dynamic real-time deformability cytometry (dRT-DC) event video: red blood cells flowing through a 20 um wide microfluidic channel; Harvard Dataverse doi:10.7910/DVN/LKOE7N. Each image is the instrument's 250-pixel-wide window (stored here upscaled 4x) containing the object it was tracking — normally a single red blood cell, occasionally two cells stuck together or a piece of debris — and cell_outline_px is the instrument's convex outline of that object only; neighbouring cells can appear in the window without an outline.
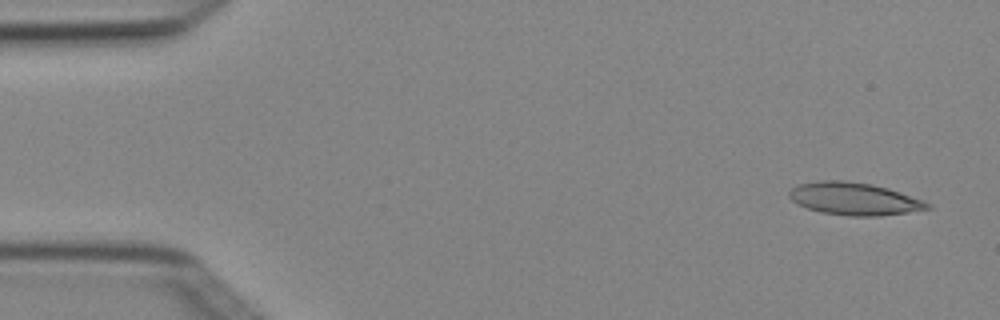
{"species": "Egyptian fruit bat (a non-hibernating species)", "species_latin": "Rousettus aegyptiacus", "temperature_condition": "cold", "stored_images_in_passage": 3, "camera_frame_rate_fps": 3000, "um_per_image_px": 0.085, "animal": {"sex": "female"}, "frame": {"image": 1, "passage_image": 1, "time_ms": 0.0, "image_size_px": [1000, 320], "cell_outline_px": [[932, 208], [908, 212], [880, 216], [848, 216], [820, 212], [808, 208], [792, 200], [788, 196], [788, 192], [792, 188], [800, 184], [820, 180], [844, 180], [872, 184], [888, 188], [924, 200], [932, 204]], "centroid_in_image_um": [72.64, 16.9], "position_along_channel_um": 12.4, "area_um2": 26.24}}
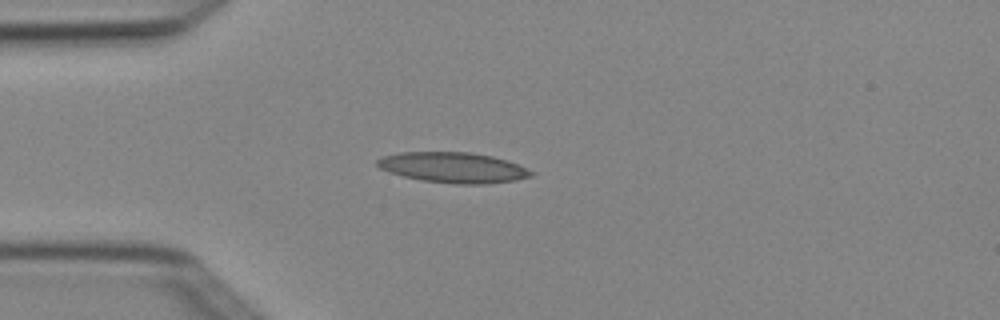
{"frame": {"image": 2, "passage_image": 3, "time_ms": 0.667, "image_size_px": [1000, 320], "cell_outline_px": [[536, 172], [532, 176], [516, 180], [484, 184], [456, 184], [420, 180], [388, 172], [380, 168], [376, 164], [376, 160], [380, 156], [400, 152], [472, 152], [492, 156], [508, 160]], "centroid_in_image_um": [38.52, 14.23], "position_along_channel_um": 46.5, "area_um2": 27.57}}